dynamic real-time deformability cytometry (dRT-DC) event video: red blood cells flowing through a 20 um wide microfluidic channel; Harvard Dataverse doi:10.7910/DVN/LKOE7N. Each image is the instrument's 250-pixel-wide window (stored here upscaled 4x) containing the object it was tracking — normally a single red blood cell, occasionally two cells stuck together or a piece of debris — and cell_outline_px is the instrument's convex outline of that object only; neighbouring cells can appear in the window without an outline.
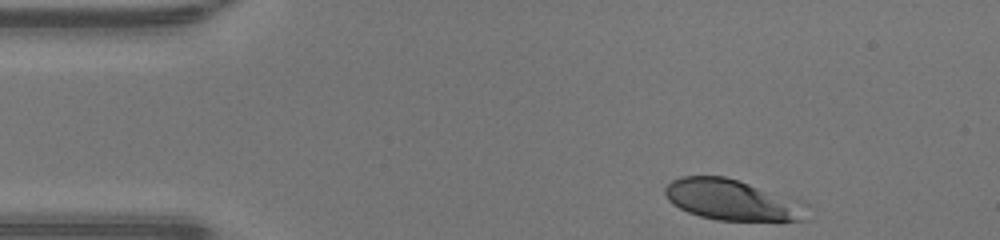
{"species": "human", "species_latin": "Homo sapiens", "temperature_condition": "warm", "stored_images_in_passage": 33, "camera_frame_rate_fps": 3000, "um_per_image_px": 0.085, "donor": {"sex": "male"}, "frame": {"image": 1, "passage_image": 1, "time_ms": 0.0, "image_size_px": [1000, 240], "cell_outline_px": [[812, 204], [808, 220], [720, 220], [700, 216], [688, 212], [672, 204], [668, 200], [664, 192], [664, 188], [672, 180], [680, 176], [724, 176], [796, 196]], "centroid_in_image_um": [62.39, 16.98], "position_along_channel_um": 22.6, "area_um2": 34.85}}
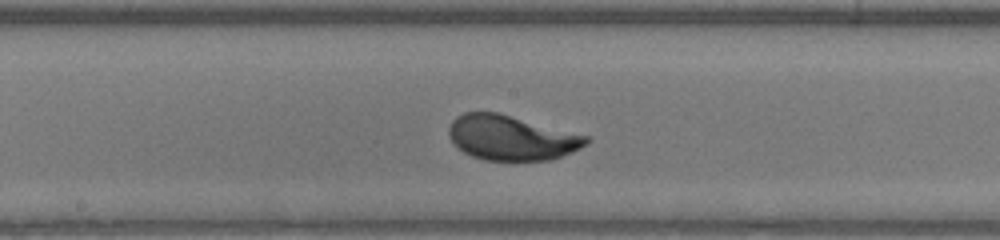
{"frame": {"image": 2, "passage_image": 19, "time_ms": 6.0, "image_size_px": [1000, 240], "cell_outline_px": [[592, 140], [588, 144], [572, 152], [552, 160], [484, 160], [472, 156], [464, 152], [448, 136], [448, 128], [452, 120], [456, 116], [464, 112], [500, 112], [588, 136]], "centroid_in_image_um": [43.48, 11.7], "position_along_channel_um": 204.7, "area_um2": 36.07}}
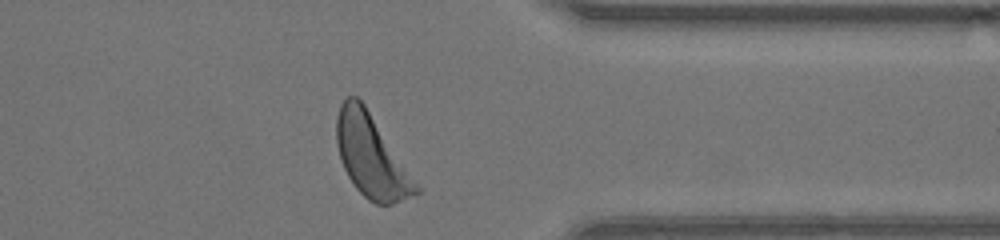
{"frame": {"image": 3, "passage_image": 32, "time_ms": 10.333, "image_size_px": [1000, 240], "cell_outline_px": [[420, 192], [392, 204], [376, 204], [368, 200], [356, 188], [348, 176], [344, 168], [336, 144], [336, 116], [340, 104], [348, 96], [356, 96], [364, 104], [420, 188]], "centroid_in_image_um": [31.52, 13.28], "position_along_channel_um": 379.9, "area_um2": 37.28}, "authors_computed_cell_mechanics": {"area_um2": 36.0672, "velocity_mm_per_s": 4.296, "shape_relaxation_time_tau1_ms": 2.2436, "shape_relaxation_time_tau2_ms": null, "deformation_change_tau1": 0.1689, "deformation_change_tau2": null}}